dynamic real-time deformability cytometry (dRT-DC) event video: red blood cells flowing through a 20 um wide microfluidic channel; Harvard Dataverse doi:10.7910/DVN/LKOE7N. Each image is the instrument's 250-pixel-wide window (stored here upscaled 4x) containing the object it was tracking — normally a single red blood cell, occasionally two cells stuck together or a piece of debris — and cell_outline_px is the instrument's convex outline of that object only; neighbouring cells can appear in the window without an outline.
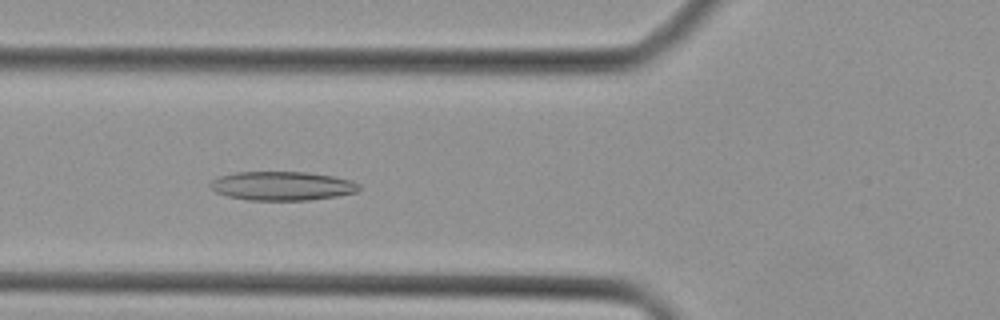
{"species": "Egyptian fruit bat (a non-hibernating species)", "species_latin": "Rousettus aegyptiacus", "temperature_condition": "cold", "stored_images_in_passage": 42, "camera_frame_rate_fps": 3000, "um_per_image_px": 0.085, "animal": {"sex": "female"}, "frame": {"image": 1, "passage_image": 15, "time_ms": 4.667, "image_size_px": [1000, 320], "cell_outline_px": [[360, 188], [356, 192], [336, 196], [308, 200], [248, 200], [228, 196], [216, 192], [208, 184], [212, 180], [220, 176], [236, 172], [308, 172], [332, 176], [352, 180], [360, 184]], "centroid_in_image_um": [23.99, 15.8], "position_along_channel_um": 101.8, "area_um2": 25.03}}
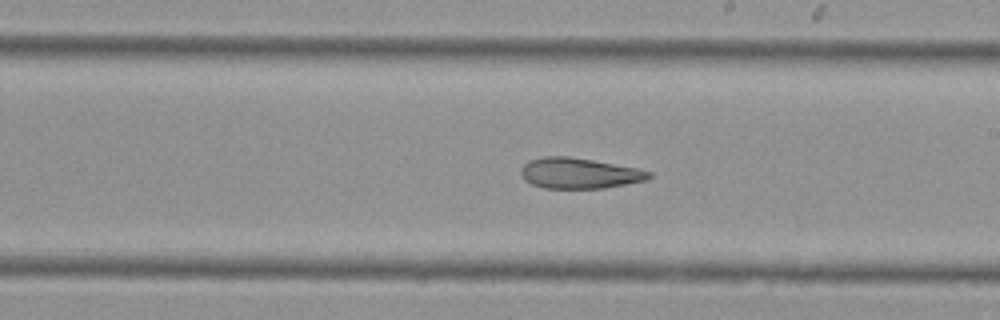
{"frame": {"image": 2, "passage_image": 24, "time_ms": 7.667, "image_size_px": [1000, 320], "cell_outline_px": [[652, 176], [648, 180], [604, 188], [544, 188], [532, 184], [524, 180], [520, 176], [520, 168], [528, 160], [544, 156], [568, 156], [640, 168], [652, 172]], "centroid_in_image_um": [49.23, 14.72], "position_along_channel_um": 239.8, "area_um2": 23.12}}
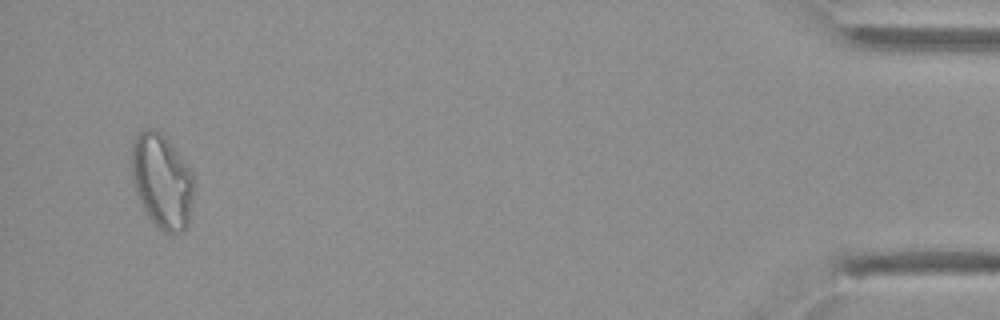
{"frame": {"image": 3, "passage_image": 41, "time_ms": 13.333, "image_size_px": [1000, 320], "cell_outline_px": [[196, 184], [188, 228], [184, 232], [164, 232], [148, 216], [136, 192], [132, 180], [132, 140], [144, 128], [156, 128], [168, 140], [192, 172], [196, 180]], "centroid_in_image_um": [13.8, 15.39], "position_along_channel_um": 421.4, "area_um2": 34.56}}